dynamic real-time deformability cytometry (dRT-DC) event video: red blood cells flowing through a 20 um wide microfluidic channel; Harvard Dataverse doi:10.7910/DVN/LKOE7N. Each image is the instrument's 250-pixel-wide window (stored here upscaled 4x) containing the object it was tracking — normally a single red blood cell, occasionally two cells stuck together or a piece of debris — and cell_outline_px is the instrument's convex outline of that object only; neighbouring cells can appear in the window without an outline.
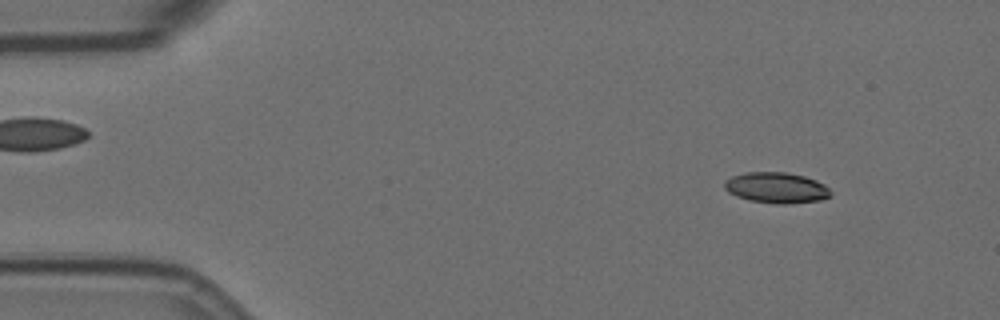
{"species": "Egyptian fruit bat (a non-hibernating species)", "species_latin": "Rousettus aegyptiacus", "temperature_condition": "room temperature", "stored_images_in_passage": 57, "camera_frame_rate_fps": 3000, "um_per_image_px": 0.085, "animal": {"sex": "female"}, "frame": {"image": 1, "passage_image": 6, "time_ms": 1.667, "image_size_px": [1000, 320], "cell_outline_px": [[832, 196], [820, 200], [784, 204], [776, 204], [752, 200], [736, 196], [728, 192], [724, 188], [724, 180], [732, 176], [748, 172], [784, 172], [804, 176], [816, 180], [824, 184], [832, 192]], "centroid_in_image_um": [66.0, 15.95], "position_along_channel_um": 19.0, "area_um2": 19.02}}
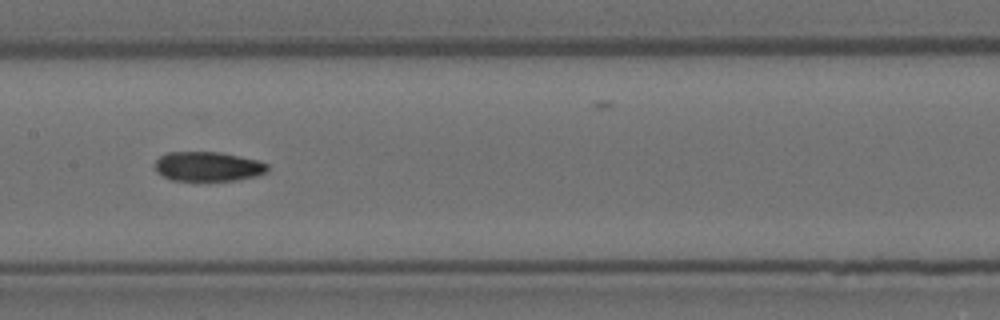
{"frame": {"image": 2, "passage_image": 28, "time_ms": 9.0, "image_size_px": [1000, 320], "cell_outline_px": [[268, 172], [256, 176], [236, 180], [172, 180], [156, 172], [156, 160], [160, 156], [168, 152], [220, 152], [260, 160], [268, 164]], "centroid_in_image_um": [17.72, 14.14], "position_along_channel_um": 189.7, "area_um2": 19.36}}
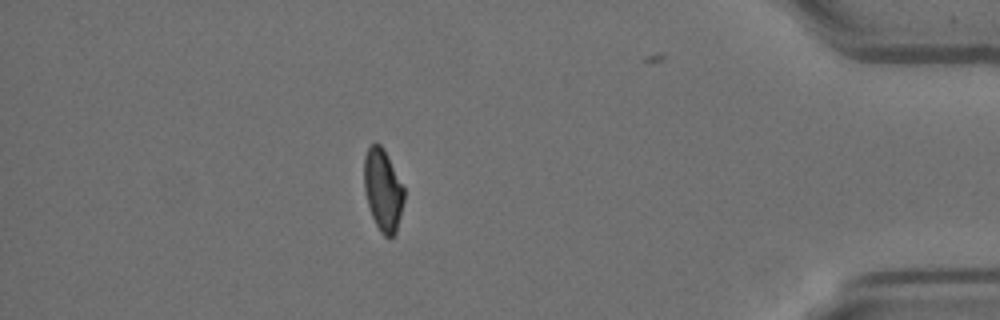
{"frame": {"image": 3, "passage_image": 50, "time_ms": 16.333, "image_size_px": [1000, 320], "cell_outline_px": [[404, 200], [396, 232], [392, 236], [384, 236], [380, 232], [372, 216], [368, 204], [364, 188], [364, 156], [368, 148], [372, 144], [380, 144], [384, 148], [404, 188]], "centroid_in_image_um": [32.54, 16.14], "position_along_channel_um": 402.7, "area_um2": 18.9}, "authors_computed_cell_mechanics": {"area_um2": 19.7098, "velocity_mm_per_s": 3.521, "shape_relaxation_time_tau1_ms": null, "shape_relaxation_time_tau2_ms": 2.5361, "deformation_change_tau1": null, "deformation_change_tau2": 0.0669}}